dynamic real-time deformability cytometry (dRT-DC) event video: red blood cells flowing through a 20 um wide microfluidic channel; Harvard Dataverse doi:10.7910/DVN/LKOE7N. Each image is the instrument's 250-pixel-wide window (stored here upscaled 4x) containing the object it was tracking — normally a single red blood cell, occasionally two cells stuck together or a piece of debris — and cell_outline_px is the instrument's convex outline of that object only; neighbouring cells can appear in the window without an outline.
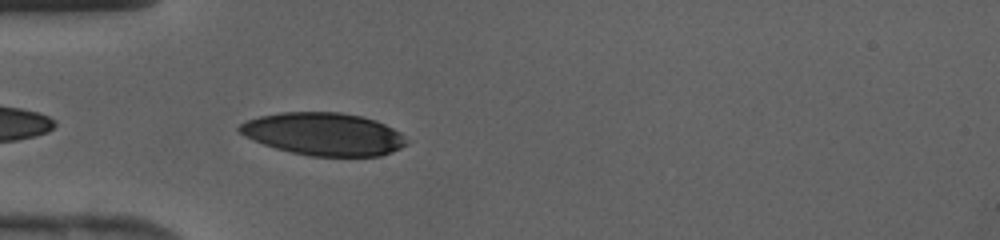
{"species": "human", "species_latin": "Homo sapiens", "temperature_condition": "cold", "stored_images_in_passage": 31, "camera_frame_rate_fps": 3000, "um_per_image_px": 0.085, "donor": {"sex": "female"}, "frame": {"image": 1, "passage_image": 2, "time_ms": 0.333, "image_size_px": [1000, 240], "cell_outline_px": [[408, 144], [392, 152], [380, 156], [308, 156], [276, 148], [264, 144], [244, 136], [236, 128], [240, 124], [248, 120], [260, 116], [280, 112], [340, 112], [360, 116], [376, 120], [400, 132], [408, 140]], "centroid_in_image_um": [27.53, 11.39], "position_along_channel_um": 57.5, "area_um2": 41.5}}
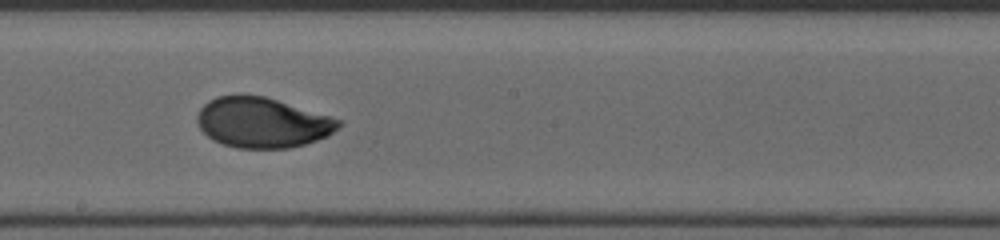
{"frame": {"image": 2, "passage_image": 13, "time_ms": 4.0, "image_size_px": [1000, 240], "cell_outline_px": [[344, 124], [328, 136], [304, 144], [288, 148], [236, 148], [212, 140], [200, 128], [196, 120], [196, 116], [200, 108], [208, 100], [216, 96], [264, 96], [344, 120]], "centroid_in_image_um": [22.32, 10.43], "position_along_channel_um": 225.9, "area_um2": 41.33}}
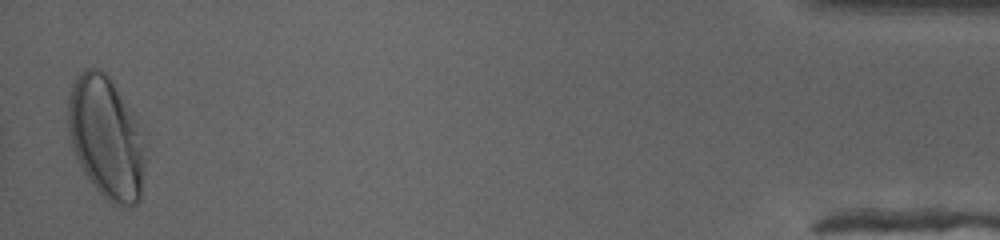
{"frame": {"image": 3, "passage_image": 31, "time_ms": 10.0, "image_size_px": [1000, 240], "cell_outline_px": [[148, 140], [140, 200], [136, 204], [120, 208], [112, 204], [92, 184], [84, 172], [72, 148], [68, 132], [68, 92], [76, 72], [84, 68], [100, 68], [108, 76], [132, 112]], "centroid_in_image_um": [9.04, 11.69], "position_along_channel_um": 426.2, "area_um2": 55.95}}